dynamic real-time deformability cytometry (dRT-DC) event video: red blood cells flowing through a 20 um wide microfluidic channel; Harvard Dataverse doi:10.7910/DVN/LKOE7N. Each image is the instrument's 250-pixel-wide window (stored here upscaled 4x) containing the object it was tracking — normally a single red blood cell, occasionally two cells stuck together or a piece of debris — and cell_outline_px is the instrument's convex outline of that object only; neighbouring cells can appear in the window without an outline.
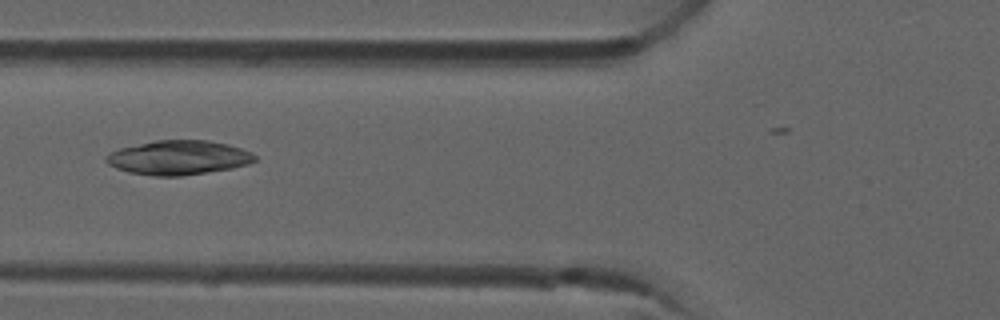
{"species": "common noctule bat (a hibernating species)", "species_latin": "Nyctalus noctula", "temperature_condition": "room temperature", "stored_images_in_passage": 3, "camera_frame_rate_fps": 3000, "um_per_image_px": 0.085, "animal": {"sex": "male", "forearm_length_mm": 52.5}, "frame": {"image": 1, "passage_image": 2, "time_ms": 0.333, "image_size_px": [1000, 320], "cell_outline_px": [[256, 160], [248, 164], [232, 168], [180, 176], [156, 176], [128, 172], [116, 168], [108, 164], [104, 160], [104, 156], [120, 148], [156, 140], [208, 140], [228, 144], [252, 152], [256, 156]], "centroid_in_image_um": [15.17, 13.39], "position_along_channel_um": 110.6, "area_um2": 29.65}}